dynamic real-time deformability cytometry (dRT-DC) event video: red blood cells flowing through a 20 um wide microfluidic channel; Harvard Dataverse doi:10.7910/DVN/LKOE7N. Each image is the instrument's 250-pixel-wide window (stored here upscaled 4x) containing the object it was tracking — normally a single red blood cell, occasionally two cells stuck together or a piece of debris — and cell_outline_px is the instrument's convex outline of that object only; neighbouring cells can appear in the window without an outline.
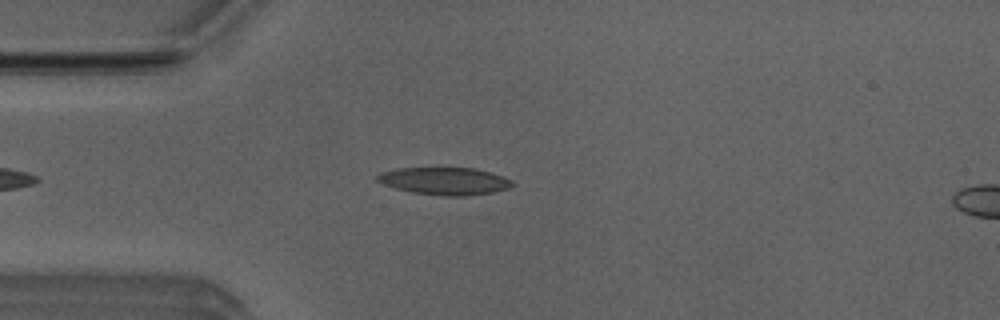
{"species": "Egyptian fruit bat (a non-hibernating species)", "species_latin": "Rousettus aegyptiacus", "temperature_condition": "room temperature", "stored_images_in_passage": 42, "camera_frame_rate_fps": 3000, "um_per_image_px": 0.085, "animal": {"sex": "male"}, "frame": {"image": 1, "passage_image": 7, "time_ms": 2.0, "image_size_px": [1000, 320], "cell_outline_px": [[516, 184], [508, 188], [492, 192], [468, 196], [440, 196], [412, 192], [380, 184], [376, 180], [376, 176], [380, 172], [396, 168], [472, 168], [488, 172], [512, 180]], "centroid_in_image_um": [37.74, 15.4], "position_along_channel_um": 47.3, "area_um2": 21.62}}
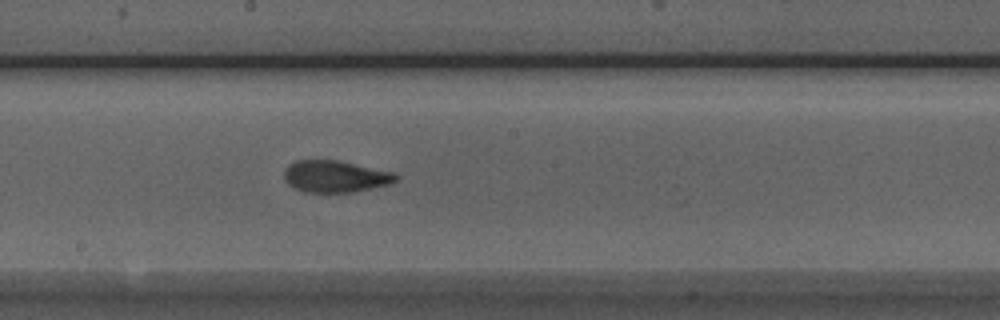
{"frame": {"image": 2, "passage_image": 21, "time_ms": 6.667, "image_size_px": [1000, 320], "cell_outline_px": [[396, 180], [388, 184], [352, 192], [304, 192], [288, 184], [284, 180], [284, 168], [288, 164], [296, 160], [336, 160], [392, 172], [396, 176]], "centroid_in_image_um": [28.41, 14.99], "position_along_channel_um": 219.8, "area_um2": 20.4}}
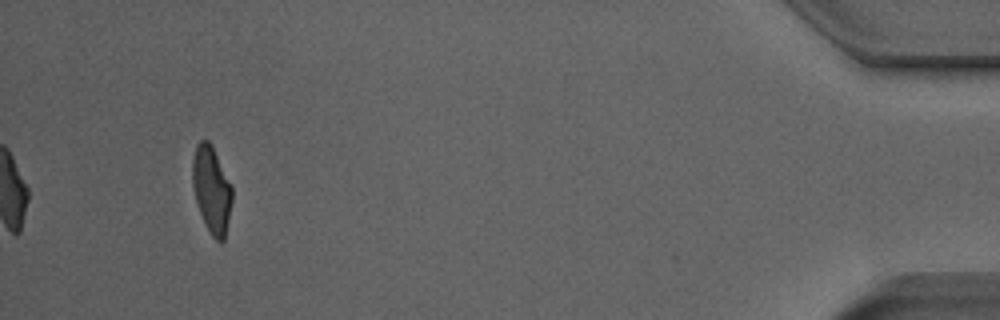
{"frame": {"image": 3, "passage_image": 42, "time_ms": 13.667, "image_size_px": [1000, 320], "cell_outline_px": [[232, 200], [224, 240], [220, 244], [212, 236], [200, 212], [196, 200], [192, 184], [192, 160], [196, 144], [200, 140], [208, 140], [212, 144], [232, 184]], "centroid_in_image_um": [17.99, 16.06], "position_along_channel_um": 417.2, "area_um2": 20.11}, "authors_computed_cell_mechanics": {"area_um2": 20.9236, "velocity_mm_per_s": 3.9447, "shape_relaxation_time_tau1_ms": 7.6671, "shape_relaxation_time_tau2_ms": 1.5612, "deformation_change_tau1": 0.2384, "deformation_change_tau2": 0.0923}}